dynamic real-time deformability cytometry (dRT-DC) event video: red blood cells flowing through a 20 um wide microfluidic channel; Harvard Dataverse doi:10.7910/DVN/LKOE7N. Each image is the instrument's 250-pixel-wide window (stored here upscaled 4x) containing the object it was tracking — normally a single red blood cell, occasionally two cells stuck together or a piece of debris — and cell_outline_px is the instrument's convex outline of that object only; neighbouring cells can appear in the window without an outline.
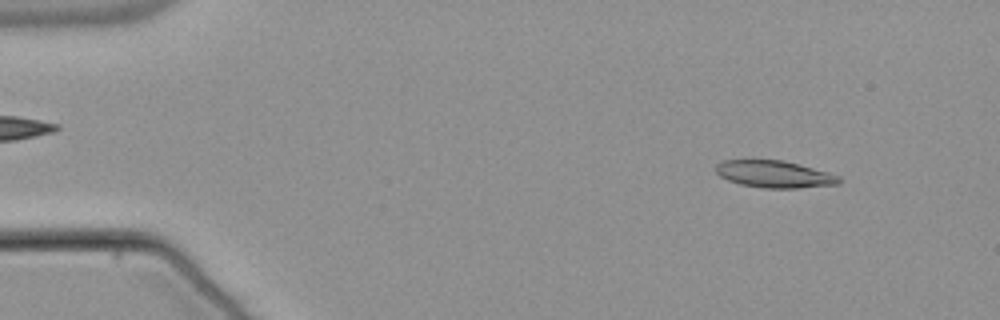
{"species": "common noctule bat (a hibernating species)", "species_latin": "Nyctalus noctula", "temperature_condition": "warm", "stored_images_in_passage": 53, "camera_frame_rate_fps": 3000, "um_per_image_px": 0.085, "animal": {"sex": "male", "body_mass_g": 21.5, "forearm_length_mm": 52.0}, "frame": {"image": 1, "passage_image": 5, "time_ms": 1.333, "image_size_px": [1000, 320], "cell_outline_px": [[844, 180], [840, 184], [796, 188], [764, 188], [740, 184], [728, 180], [720, 176], [716, 172], [716, 164], [724, 160], [784, 160], [828, 172], [840, 176]], "centroid_in_image_um": [65.86, 14.81], "position_along_channel_um": 19.1, "area_um2": 19.48}}
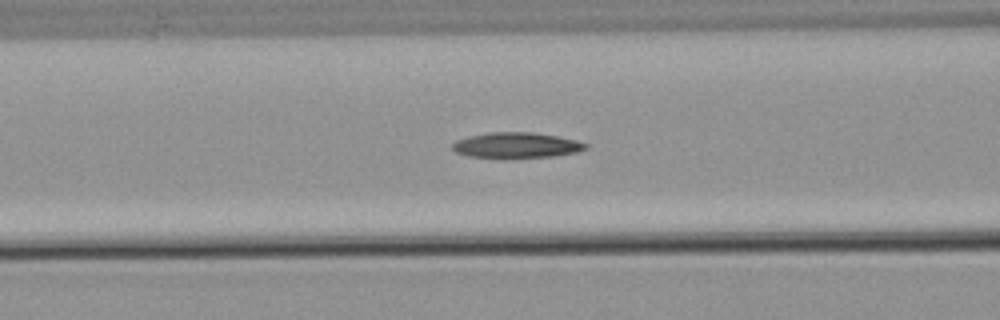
{"frame": {"image": 2, "passage_image": 21, "time_ms": 6.667, "image_size_px": [1000, 320], "cell_outline_px": [[588, 148], [576, 152], [552, 156], [468, 156], [456, 152], [452, 148], [452, 144], [456, 140], [468, 136], [488, 132], [532, 132], [556, 136], [576, 140], [588, 144]], "centroid_in_image_um": [43.89, 12.31], "position_along_channel_um": 122.7, "area_um2": 19.19}}
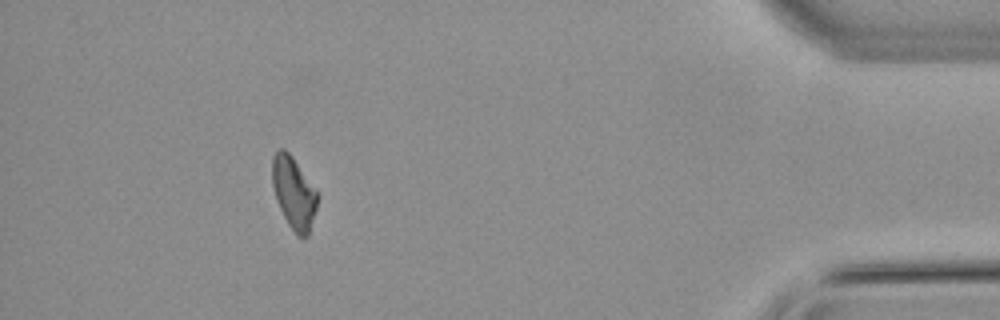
{"frame": {"image": 3, "passage_image": 48, "time_ms": 15.667, "image_size_px": [1000, 320], "cell_outline_px": [[320, 196], [308, 236], [296, 236], [288, 224], [276, 200], [272, 184], [272, 156], [280, 148], [284, 148], [292, 156]], "centroid_in_image_um": [24.97, 16.39], "position_along_channel_um": 410.2, "area_um2": 18.96}, "authors_computed_cell_mechanics": {"area_um2": 19.7098, "velocity_mm_per_s": 3.8235, "shape_relaxation_time_tau1_ms": 8.9478, "shape_relaxation_time_tau2_ms": null, "deformation_change_tau1": 0.1869, "deformation_change_tau2": null}}